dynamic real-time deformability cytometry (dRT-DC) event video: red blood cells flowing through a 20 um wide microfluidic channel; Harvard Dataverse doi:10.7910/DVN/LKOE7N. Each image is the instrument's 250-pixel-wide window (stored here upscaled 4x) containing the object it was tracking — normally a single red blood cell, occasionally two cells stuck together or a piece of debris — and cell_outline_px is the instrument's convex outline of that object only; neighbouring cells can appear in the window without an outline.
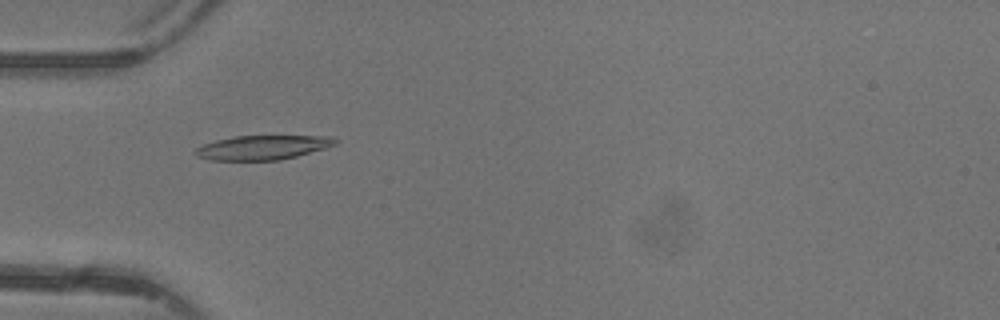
{"species": "common noctule bat (a hibernating species)", "species_latin": "Nyctalus noctula", "temperature_condition": "warm", "stored_images_in_passage": 30, "camera_frame_rate_fps": 3000, "um_per_image_px": 0.085, "animal": {"sex": "female"}, "frame": {"image": 1, "passage_image": 2, "time_ms": 0.333, "image_size_px": [1000, 320], "cell_outline_px": [[340, 140], [336, 144], [324, 148], [296, 156], [280, 160], [208, 160], [196, 156], [192, 152], [196, 148], [204, 144], [216, 140], [232, 136], [332, 136]], "centroid_in_image_um": [22.3, 12.53], "position_along_channel_um": 62.7, "area_um2": 19.88}}
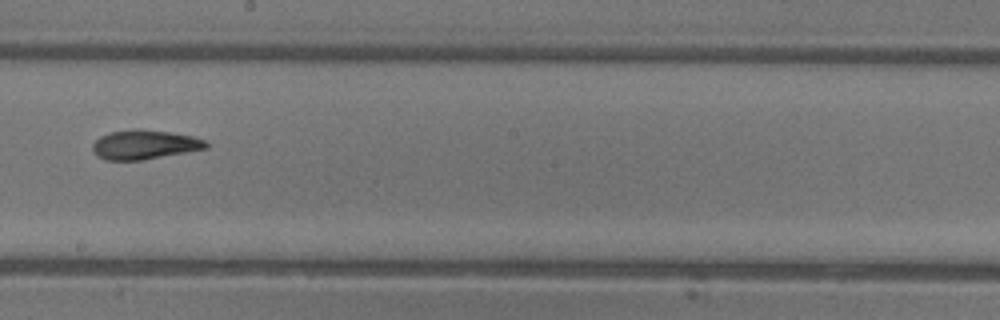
{"frame": {"image": 2, "passage_image": 14, "time_ms": 4.333, "image_size_px": [1000, 320], "cell_outline_px": [[208, 148], [144, 160], [104, 160], [96, 156], [92, 152], [92, 144], [100, 136], [108, 132], [168, 132], [192, 136], [204, 140], [208, 144]], "centroid_in_image_um": [12.26, 12.35], "position_along_channel_um": 235.9, "area_um2": 18.67}}
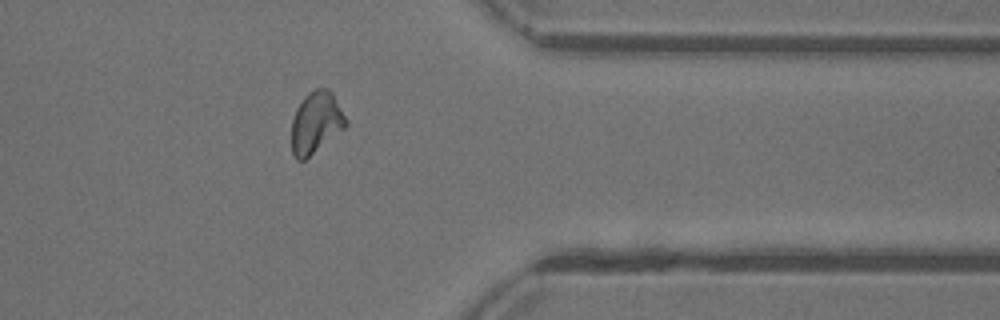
{"frame": {"image": 3, "passage_image": 25, "time_ms": 8.0, "image_size_px": [1000, 320], "cell_outline_px": [[348, 124], [344, 128], [304, 160], [296, 160], [292, 152], [292, 120], [296, 108], [304, 96], [308, 92], [316, 88], [328, 88], [332, 92], [348, 120]], "centroid_in_image_um": [26.86, 10.39], "position_along_channel_um": 384.5, "area_um2": 19.42}, "authors_computed_cell_mechanics": {"area_um2": 19.2474, "velocity_mm_per_s": 4.379, "shape_relaxation_time_tau1_ms": 4.6681, "shape_relaxation_time_tau2_ms": 2.4684, "deformation_change_tau1": 0.1789, "deformation_change_tau2": 0.0716}}